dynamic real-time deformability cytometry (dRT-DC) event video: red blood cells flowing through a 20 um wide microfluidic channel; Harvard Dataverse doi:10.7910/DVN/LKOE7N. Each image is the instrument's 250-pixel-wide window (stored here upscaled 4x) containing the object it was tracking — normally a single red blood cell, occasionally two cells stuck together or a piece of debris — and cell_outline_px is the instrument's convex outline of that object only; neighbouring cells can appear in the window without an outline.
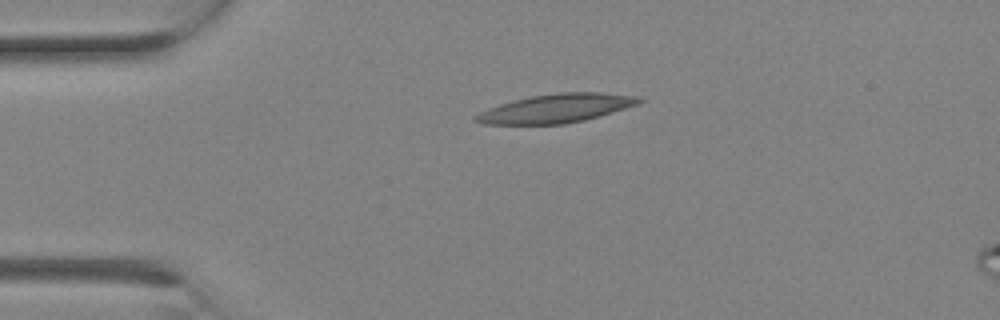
{"species": "Egyptian fruit bat (a non-hibernating species)", "species_latin": "Rousettus aegyptiacus", "temperature_condition": "room temperature", "stored_images_in_passage": 2, "camera_frame_rate_fps": 3000, "um_per_image_px": 0.085, "animal": {"sex": "female"}, "frame": {"image": 1, "passage_image": 1, "time_ms": 0.0, "image_size_px": [1000, 320], "cell_outline_px": [[644, 100], [640, 104], [600, 116], [584, 120], [564, 124], [484, 124], [472, 120], [472, 116], [488, 108], [500, 104], [532, 96], [560, 92], [600, 92], [640, 96]], "centroid_in_image_um": [47.32, 9.21], "position_along_channel_um": 37.7, "area_um2": 27.4}}